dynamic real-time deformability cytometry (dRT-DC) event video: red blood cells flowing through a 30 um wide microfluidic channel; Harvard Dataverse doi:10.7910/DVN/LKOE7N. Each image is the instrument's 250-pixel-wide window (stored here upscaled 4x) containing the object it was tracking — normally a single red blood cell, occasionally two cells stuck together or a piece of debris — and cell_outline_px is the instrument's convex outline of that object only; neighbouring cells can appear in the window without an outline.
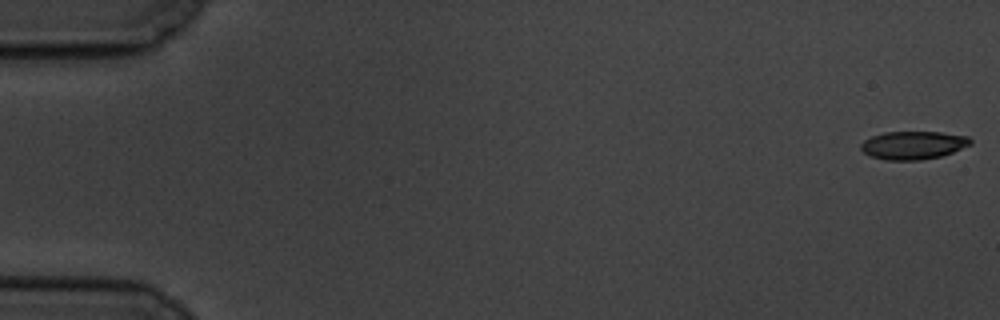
{"species": "common noctule bat (a hibernating species)", "species_latin": "Nyctalus noctula", "temperature_condition": "cold", "stored_images_in_passage": 58, "camera_frame_rate_fps": 3000, "um_per_image_px": 0.085, "animal": {"sex": "male", "body_mass_g": 19.5, "forearm_length_mm": 54.6}, "frame": {"image": 1, "passage_image": 1, "time_ms": 0.0, "image_size_px": [1000, 320], "cell_outline_px": [[972, 144], [952, 152], [940, 156], [920, 160], [884, 160], [868, 156], [860, 148], [860, 144], [864, 140], [872, 136], [884, 132], [940, 132], [968, 136], [972, 140]], "centroid_in_image_um": [77.6, 12.34], "position_along_channel_um": 7.4, "area_um2": 18.03}}
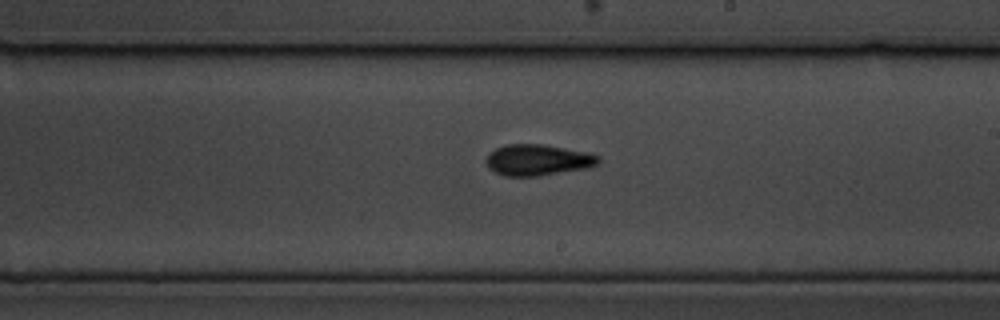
{"frame": {"image": 2, "passage_image": 34, "time_ms": 11.0, "image_size_px": [1000, 320], "cell_outline_px": [[600, 164], [588, 168], [540, 176], [504, 176], [488, 168], [484, 160], [488, 152], [496, 148], [508, 144], [544, 144], [588, 152], [600, 156]], "centroid_in_image_um": [45.72, 13.6], "position_along_channel_um": 243.3, "area_um2": 20.75}}
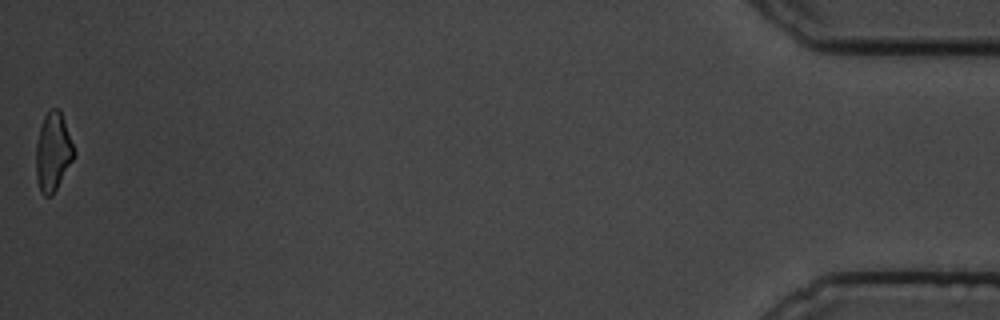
{"frame": {"image": 3, "passage_image": 58, "time_ms": 19.0, "image_size_px": [1000, 320], "cell_outline_px": [[76, 152], [72, 160], [52, 196], [44, 196], [40, 192], [36, 180], [36, 144], [40, 128], [44, 116], [52, 108], [60, 108]], "centroid_in_image_um": [4.5, 12.91], "position_along_channel_um": 430.7, "area_um2": 17.34}, "authors_computed_cell_mechanics": {"area_um2": 18.8428, "velocity_mm_per_s": 3.5003, "shape_relaxation_time_tau1_ms": 3.8846, "shape_relaxation_time_tau2_ms": 4.8546, "deformation_change_tau1": 0.1156, "deformation_change_tau2": 0.114}}